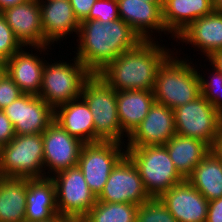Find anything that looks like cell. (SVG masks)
<instances>
[{
	"instance_id": "cell-1",
	"label": "cell",
	"mask_w": 222,
	"mask_h": 222,
	"mask_svg": "<svg viewBox=\"0 0 222 222\" xmlns=\"http://www.w3.org/2000/svg\"><path fill=\"white\" fill-rule=\"evenodd\" d=\"M76 41L78 60L92 73L98 74L123 52L137 46L142 39L121 18L107 23L100 20L80 22Z\"/></svg>"
},
{
	"instance_id": "cell-2",
	"label": "cell",
	"mask_w": 222,
	"mask_h": 222,
	"mask_svg": "<svg viewBox=\"0 0 222 222\" xmlns=\"http://www.w3.org/2000/svg\"><path fill=\"white\" fill-rule=\"evenodd\" d=\"M157 43V44H156ZM173 53L158 41L142 40L98 73L114 90H153L163 61Z\"/></svg>"
},
{
	"instance_id": "cell-3",
	"label": "cell",
	"mask_w": 222,
	"mask_h": 222,
	"mask_svg": "<svg viewBox=\"0 0 222 222\" xmlns=\"http://www.w3.org/2000/svg\"><path fill=\"white\" fill-rule=\"evenodd\" d=\"M172 55L159 66L153 93L155 102L174 110L200 96V79L189 59Z\"/></svg>"
},
{
	"instance_id": "cell-4",
	"label": "cell",
	"mask_w": 222,
	"mask_h": 222,
	"mask_svg": "<svg viewBox=\"0 0 222 222\" xmlns=\"http://www.w3.org/2000/svg\"><path fill=\"white\" fill-rule=\"evenodd\" d=\"M81 97L93 116L95 142L114 141L125 144L123 138L128 136L122 131L119 122L116 90L100 75L92 74L83 85Z\"/></svg>"
},
{
	"instance_id": "cell-5",
	"label": "cell",
	"mask_w": 222,
	"mask_h": 222,
	"mask_svg": "<svg viewBox=\"0 0 222 222\" xmlns=\"http://www.w3.org/2000/svg\"><path fill=\"white\" fill-rule=\"evenodd\" d=\"M126 155L136 165L146 192L158 198L185 180L177 171L164 145L126 147Z\"/></svg>"
},
{
	"instance_id": "cell-6",
	"label": "cell",
	"mask_w": 222,
	"mask_h": 222,
	"mask_svg": "<svg viewBox=\"0 0 222 222\" xmlns=\"http://www.w3.org/2000/svg\"><path fill=\"white\" fill-rule=\"evenodd\" d=\"M59 61L52 64L45 63L38 95L53 110L81 97L83 85L92 75L77 57L72 59L73 63Z\"/></svg>"
},
{
	"instance_id": "cell-7",
	"label": "cell",
	"mask_w": 222,
	"mask_h": 222,
	"mask_svg": "<svg viewBox=\"0 0 222 222\" xmlns=\"http://www.w3.org/2000/svg\"><path fill=\"white\" fill-rule=\"evenodd\" d=\"M43 136L15 135L0 147V176L16 178H44Z\"/></svg>"
},
{
	"instance_id": "cell-8",
	"label": "cell",
	"mask_w": 222,
	"mask_h": 222,
	"mask_svg": "<svg viewBox=\"0 0 222 222\" xmlns=\"http://www.w3.org/2000/svg\"><path fill=\"white\" fill-rule=\"evenodd\" d=\"M51 179L55 184L58 214L73 222H79L97 202L78 166L62 170Z\"/></svg>"
},
{
	"instance_id": "cell-9",
	"label": "cell",
	"mask_w": 222,
	"mask_h": 222,
	"mask_svg": "<svg viewBox=\"0 0 222 222\" xmlns=\"http://www.w3.org/2000/svg\"><path fill=\"white\" fill-rule=\"evenodd\" d=\"M176 134L202 140L210 147L222 130V115L200 95L174 109Z\"/></svg>"
},
{
	"instance_id": "cell-10",
	"label": "cell",
	"mask_w": 222,
	"mask_h": 222,
	"mask_svg": "<svg viewBox=\"0 0 222 222\" xmlns=\"http://www.w3.org/2000/svg\"><path fill=\"white\" fill-rule=\"evenodd\" d=\"M124 148L126 149L125 144L114 141L83 144L79 154L78 167L96 197L103 191L112 169L126 155Z\"/></svg>"
},
{
	"instance_id": "cell-11",
	"label": "cell",
	"mask_w": 222,
	"mask_h": 222,
	"mask_svg": "<svg viewBox=\"0 0 222 222\" xmlns=\"http://www.w3.org/2000/svg\"><path fill=\"white\" fill-rule=\"evenodd\" d=\"M150 198L136 165L125 155L112 169L97 201L141 205Z\"/></svg>"
},
{
	"instance_id": "cell-12",
	"label": "cell",
	"mask_w": 222,
	"mask_h": 222,
	"mask_svg": "<svg viewBox=\"0 0 222 222\" xmlns=\"http://www.w3.org/2000/svg\"><path fill=\"white\" fill-rule=\"evenodd\" d=\"M1 14L23 47L29 46L41 53L48 51L47 49L51 50L49 47L52 45L43 35L39 0H28L5 9Z\"/></svg>"
},
{
	"instance_id": "cell-13",
	"label": "cell",
	"mask_w": 222,
	"mask_h": 222,
	"mask_svg": "<svg viewBox=\"0 0 222 222\" xmlns=\"http://www.w3.org/2000/svg\"><path fill=\"white\" fill-rule=\"evenodd\" d=\"M44 177L78 166L79 154L83 142L71 136L66 130L53 121L42 133ZM47 167V168H46ZM48 170L47 175L46 171ZM52 173V174H51Z\"/></svg>"
},
{
	"instance_id": "cell-14",
	"label": "cell",
	"mask_w": 222,
	"mask_h": 222,
	"mask_svg": "<svg viewBox=\"0 0 222 222\" xmlns=\"http://www.w3.org/2000/svg\"><path fill=\"white\" fill-rule=\"evenodd\" d=\"M2 110L10 119L15 135L43 133L54 121V110L36 95L23 93Z\"/></svg>"
},
{
	"instance_id": "cell-15",
	"label": "cell",
	"mask_w": 222,
	"mask_h": 222,
	"mask_svg": "<svg viewBox=\"0 0 222 222\" xmlns=\"http://www.w3.org/2000/svg\"><path fill=\"white\" fill-rule=\"evenodd\" d=\"M175 134L174 110L154 102L147 116L126 140V147L164 145Z\"/></svg>"
},
{
	"instance_id": "cell-16",
	"label": "cell",
	"mask_w": 222,
	"mask_h": 222,
	"mask_svg": "<svg viewBox=\"0 0 222 222\" xmlns=\"http://www.w3.org/2000/svg\"><path fill=\"white\" fill-rule=\"evenodd\" d=\"M159 198L177 222H206L209 201L187 179Z\"/></svg>"
},
{
	"instance_id": "cell-17",
	"label": "cell",
	"mask_w": 222,
	"mask_h": 222,
	"mask_svg": "<svg viewBox=\"0 0 222 222\" xmlns=\"http://www.w3.org/2000/svg\"><path fill=\"white\" fill-rule=\"evenodd\" d=\"M120 18L127 23L142 40H152L155 30L167 33L162 17V3L146 0H117ZM151 31V32H150Z\"/></svg>"
},
{
	"instance_id": "cell-18",
	"label": "cell",
	"mask_w": 222,
	"mask_h": 222,
	"mask_svg": "<svg viewBox=\"0 0 222 222\" xmlns=\"http://www.w3.org/2000/svg\"><path fill=\"white\" fill-rule=\"evenodd\" d=\"M43 35L52 45L67 35L78 34L80 22L69 0H39Z\"/></svg>"
},
{
	"instance_id": "cell-19",
	"label": "cell",
	"mask_w": 222,
	"mask_h": 222,
	"mask_svg": "<svg viewBox=\"0 0 222 222\" xmlns=\"http://www.w3.org/2000/svg\"><path fill=\"white\" fill-rule=\"evenodd\" d=\"M176 42L191 44L197 51L210 57L217 50L222 49V12L212 11L204 17L192 22L177 37Z\"/></svg>"
},
{
	"instance_id": "cell-20",
	"label": "cell",
	"mask_w": 222,
	"mask_h": 222,
	"mask_svg": "<svg viewBox=\"0 0 222 222\" xmlns=\"http://www.w3.org/2000/svg\"><path fill=\"white\" fill-rule=\"evenodd\" d=\"M24 49L26 50L22 47L6 61V72L22 93L38 96L42 85L43 68L47 61Z\"/></svg>"
},
{
	"instance_id": "cell-21",
	"label": "cell",
	"mask_w": 222,
	"mask_h": 222,
	"mask_svg": "<svg viewBox=\"0 0 222 222\" xmlns=\"http://www.w3.org/2000/svg\"><path fill=\"white\" fill-rule=\"evenodd\" d=\"M54 121L84 144L95 142L93 116L82 97L55 108Z\"/></svg>"
},
{
	"instance_id": "cell-22",
	"label": "cell",
	"mask_w": 222,
	"mask_h": 222,
	"mask_svg": "<svg viewBox=\"0 0 222 222\" xmlns=\"http://www.w3.org/2000/svg\"><path fill=\"white\" fill-rule=\"evenodd\" d=\"M212 11L213 0H162L163 22L174 40L192 22Z\"/></svg>"
},
{
	"instance_id": "cell-23",
	"label": "cell",
	"mask_w": 222,
	"mask_h": 222,
	"mask_svg": "<svg viewBox=\"0 0 222 222\" xmlns=\"http://www.w3.org/2000/svg\"><path fill=\"white\" fill-rule=\"evenodd\" d=\"M58 214L56 189L50 177L27 178L25 222L46 221Z\"/></svg>"
},
{
	"instance_id": "cell-24",
	"label": "cell",
	"mask_w": 222,
	"mask_h": 222,
	"mask_svg": "<svg viewBox=\"0 0 222 222\" xmlns=\"http://www.w3.org/2000/svg\"><path fill=\"white\" fill-rule=\"evenodd\" d=\"M116 100L122 131L129 137L154 104L153 90L116 91Z\"/></svg>"
},
{
	"instance_id": "cell-25",
	"label": "cell",
	"mask_w": 222,
	"mask_h": 222,
	"mask_svg": "<svg viewBox=\"0 0 222 222\" xmlns=\"http://www.w3.org/2000/svg\"><path fill=\"white\" fill-rule=\"evenodd\" d=\"M164 146L184 179L192 174L193 169L211 151V147L202 140L178 134H175Z\"/></svg>"
},
{
	"instance_id": "cell-26",
	"label": "cell",
	"mask_w": 222,
	"mask_h": 222,
	"mask_svg": "<svg viewBox=\"0 0 222 222\" xmlns=\"http://www.w3.org/2000/svg\"><path fill=\"white\" fill-rule=\"evenodd\" d=\"M27 178L0 176V222H25Z\"/></svg>"
},
{
	"instance_id": "cell-27",
	"label": "cell",
	"mask_w": 222,
	"mask_h": 222,
	"mask_svg": "<svg viewBox=\"0 0 222 222\" xmlns=\"http://www.w3.org/2000/svg\"><path fill=\"white\" fill-rule=\"evenodd\" d=\"M187 180L208 201L222 197V162L210 151Z\"/></svg>"
},
{
	"instance_id": "cell-28",
	"label": "cell",
	"mask_w": 222,
	"mask_h": 222,
	"mask_svg": "<svg viewBox=\"0 0 222 222\" xmlns=\"http://www.w3.org/2000/svg\"><path fill=\"white\" fill-rule=\"evenodd\" d=\"M138 205L97 201L79 222H135Z\"/></svg>"
},
{
	"instance_id": "cell-29",
	"label": "cell",
	"mask_w": 222,
	"mask_h": 222,
	"mask_svg": "<svg viewBox=\"0 0 222 222\" xmlns=\"http://www.w3.org/2000/svg\"><path fill=\"white\" fill-rule=\"evenodd\" d=\"M135 222H177L160 198H150L138 205Z\"/></svg>"
},
{
	"instance_id": "cell-30",
	"label": "cell",
	"mask_w": 222,
	"mask_h": 222,
	"mask_svg": "<svg viewBox=\"0 0 222 222\" xmlns=\"http://www.w3.org/2000/svg\"><path fill=\"white\" fill-rule=\"evenodd\" d=\"M212 70L214 72L212 75L210 74V76H212L210 81L205 79V76H202L198 71L200 95L222 115V74L213 66Z\"/></svg>"
},
{
	"instance_id": "cell-31",
	"label": "cell",
	"mask_w": 222,
	"mask_h": 222,
	"mask_svg": "<svg viewBox=\"0 0 222 222\" xmlns=\"http://www.w3.org/2000/svg\"><path fill=\"white\" fill-rule=\"evenodd\" d=\"M23 46L15 38L6 19L0 13V60L7 61L13 54L18 52Z\"/></svg>"
},
{
	"instance_id": "cell-32",
	"label": "cell",
	"mask_w": 222,
	"mask_h": 222,
	"mask_svg": "<svg viewBox=\"0 0 222 222\" xmlns=\"http://www.w3.org/2000/svg\"><path fill=\"white\" fill-rule=\"evenodd\" d=\"M119 18L117 0H96L89 12V15L84 20L97 19L101 22L107 23Z\"/></svg>"
},
{
	"instance_id": "cell-33",
	"label": "cell",
	"mask_w": 222,
	"mask_h": 222,
	"mask_svg": "<svg viewBox=\"0 0 222 222\" xmlns=\"http://www.w3.org/2000/svg\"><path fill=\"white\" fill-rule=\"evenodd\" d=\"M23 93L19 87L13 82L12 78L5 73L0 79V110L9 106Z\"/></svg>"
},
{
	"instance_id": "cell-34",
	"label": "cell",
	"mask_w": 222,
	"mask_h": 222,
	"mask_svg": "<svg viewBox=\"0 0 222 222\" xmlns=\"http://www.w3.org/2000/svg\"><path fill=\"white\" fill-rule=\"evenodd\" d=\"M15 138L14 127L3 110H0V147Z\"/></svg>"
},
{
	"instance_id": "cell-35",
	"label": "cell",
	"mask_w": 222,
	"mask_h": 222,
	"mask_svg": "<svg viewBox=\"0 0 222 222\" xmlns=\"http://www.w3.org/2000/svg\"><path fill=\"white\" fill-rule=\"evenodd\" d=\"M73 8V13L79 22L83 21L96 2V0H69Z\"/></svg>"
},
{
	"instance_id": "cell-36",
	"label": "cell",
	"mask_w": 222,
	"mask_h": 222,
	"mask_svg": "<svg viewBox=\"0 0 222 222\" xmlns=\"http://www.w3.org/2000/svg\"><path fill=\"white\" fill-rule=\"evenodd\" d=\"M206 222H222V197L208 202Z\"/></svg>"
},
{
	"instance_id": "cell-37",
	"label": "cell",
	"mask_w": 222,
	"mask_h": 222,
	"mask_svg": "<svg viewBox=\"0 0 222 222\" xmlns=\"http://www.w3.org/2000/svg\"><path fill=\"white\" fill-rule=\"evenodd\" d=\"M208 62H211V66L215 67L222 74V49L214 52L209 58Z\"/></svg>"
},
{
	"instance_id": "cell-38",
	"label": "cell",
	"mask_w": 222,
	"mask_h": 222,
	"mask_svg": "<svg viewBox=\"0 0 222 222\" xmlns=\"http://www.w3.org/2000/svg\"><path fill=\"white\" fill-rule=\"evenodd\" d=\"M211 151L222 162V130L216 137L213 146L211 147Z\"/></svg>"
},
{
	"instance_id": "cell-39",
	"label": "cell",
	"mask_w": 222,
	"mask_h": 222,
	"mask_svg": "<svg viewBox=\"0 0 222 222\" xmlns=\"http://www.w3.org/2000/svg\"><path fill=\"white\" fill-rule=\"evenodd\" d=\"M28 0H0V13L7 8L16 6L18 4L24 3Z\"/></svg>"
},
{
	"instance_id": "cell-40",
	"label": "cell",
	"mask_w": 222,
	"mask_h": 222,
	"mask_svg": "<svg viewBox=\"0 0 222 222\" xmlns=\"http://www.w3.org/2000/svg\"><path fill=\"white\" fill-rule=\"evenodd\" d=\"M39 222H73V221L68 217L56 214L54 217L50 218L49 220L39 221Z\"/></svg>"
},
{
	"instance_id": "cell-41",
	"label": "cell",
	"mask_w": 222,
	"mask_h": 222,
	"mask_svg": "<svg viewBox=\"0 0 222 222\" xmlns=\"http://www.w3.org/2000/svg\"><path fill=\"white\" fill-rule=\"evenodd\" d=\"M213 11L222 12V0H213Z\"/></svg>"
},
{
	"instance_id": "cell-42",
	"label": "cell",
	"mask_w": 222,
	"mask_h": 222,
	"mask_svg": "<svg viewBox=\"0 0 222 222\" xmlns=\"http://www.w3.org/2000/svg\"><path fill=\"white\" fill-rule=\"evenodd\" d=\"M6 73V62L3 60H0V79L2 76H4Z\"/></svg>"
},
{
	"instance_id": "cell-43",
	"label": "cell",
	"mask_w": 222,
	"mask_h": 222,
	"mask_svg": "<svg viewBox=\"0 0 222 222\" xmlns=\"http://www.w3.org/2000/svg\"><path fill=\"white\" fill-rule=\"evenodd\" d=\"M148 3H162V0H146Z\"/></svg>"
}]
</instances>
